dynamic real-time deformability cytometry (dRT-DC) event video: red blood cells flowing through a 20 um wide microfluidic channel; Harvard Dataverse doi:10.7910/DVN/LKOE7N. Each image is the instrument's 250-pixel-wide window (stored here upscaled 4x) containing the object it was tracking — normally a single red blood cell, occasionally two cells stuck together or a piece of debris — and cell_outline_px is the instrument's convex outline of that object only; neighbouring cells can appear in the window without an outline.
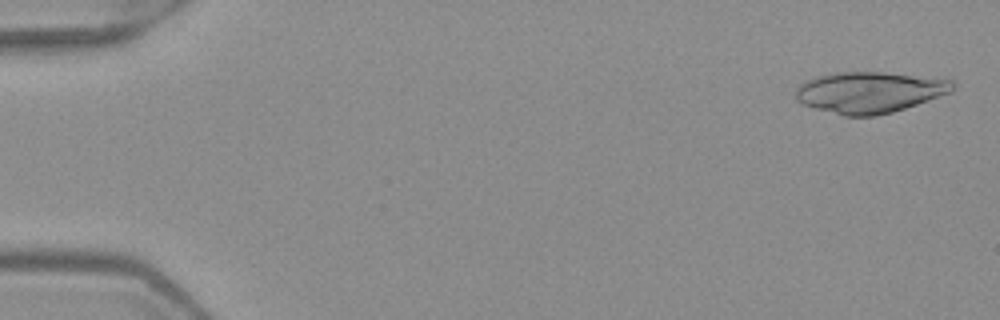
{"species": "Egyptian fruit bat (a non-hibernating species)", "species_latin": "Rousettus aegyptiacus", "temperature_condition": "warm", "stored_images_in_passage": 4, "segment_of_instrument_passage": [2, 2], "camera_frame_rate_fps": 3000, "um_per_image_px": 0.085, "frame": {"image": 1, "passage_image": 4, "time_ms": 1.0, "image_size_px": [1000, 320], "cell_outline_px": [[956, 88], [952, 92], [892, 112], [876, 116], [844, 116], [816, 108], [804, 104], [796, 100], [796, 88], [800, 84], [816, 76], [836, 72], [884, 72], [952, 80], [956, 84]], "centroid_in_image_um": [73.92, 7.84], "position_along_channel_um": 11.1, "area_um2": 37.45}}